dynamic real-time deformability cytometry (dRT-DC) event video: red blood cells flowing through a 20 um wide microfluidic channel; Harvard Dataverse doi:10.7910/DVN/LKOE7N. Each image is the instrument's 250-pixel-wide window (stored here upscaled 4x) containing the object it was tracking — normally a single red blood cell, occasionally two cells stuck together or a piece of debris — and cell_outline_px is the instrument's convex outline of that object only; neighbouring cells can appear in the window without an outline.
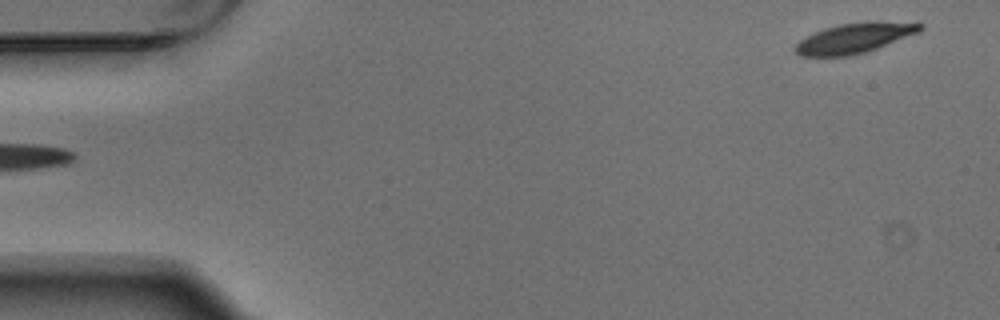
{"species": "Egyptian fruit bat (a non-hibernating species)", "species_latin": "Rousettus aegyptiacus", "temperature_condition": "warm", "stored_images_in_passage": 4, "segment_of_instrument_passage": [2, 2], "camera_frame_rate_fps": 3000, "um_per_image_px": 0.085, "animal": {"sex": "male"}, "frame": {"image": 1, "passage_image": 4, "time_ms": 1.0, "image_size_px": [1000, 320], "cell_outline_px": [[924, 28], [920, 32], [876, 48], [864, 52], [848, 56], [800, 56], [796, 52], [796, 44], [800, 40], [824, 28], [840, 24], [872, 20], [916, 20], [924, 24]], "centroid_in_image_um": [72.78, 3.18], "position_along_channel_um": 12.2, "area_um2": 22.31}}